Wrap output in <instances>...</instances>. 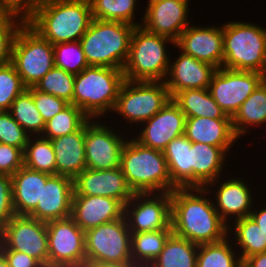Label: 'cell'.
Returning a JSON list of instances; mask_svg holds the SVG:
<instances>
[{
  "mask_svg": "<svg viewBox=\"0 0 266 267\" xmlns=\"http://www.w3.org/2000/svg\"><path fill=\"white\" fill-rule=\"evenodd\" d=\"M209 193L212 195L205 187L176 188L171 192V226L175 235L198 245L229 236V225L216 211L213 198L207 197L211 196Z\"/></svg>",
  "mask_w": 266,
  "mask_h": 267,
  "instance_id": "obj_1",
  "label": "cell"
},
{
  "mask_svg": "<svg viewBox=\"0 0 266 267\" xmlns=\"http://www.w3.org/2000/svg\"><path fill=\"white\" fill-rule=\"evenodd\" d=\"M93 20L89 0H37L25 22L52 45L79 41Z\"/></svg>",
  "mask_w": 266,
  "mask_h": 267,
  "instance_id": "obj_2",
  "label": "cell"
},
{
  "mask_svg": "<svg viewBox=\"0 0 266 267\" xmlns=\"http://www.w3.org/2000/svg\"><path fill=\"white\" fill-rule=\"evenodd\" d=\"M120 168L134 193H163L176 189L163 152L143 146L134 138H128L123 147Z\"/></svg>",
  "mask_w": 266,
  "mask_h": 267,
  "instance_id": "obj_3",
  "label": "cell"
},
{
  "mask_svg": "<svg viewBox=\"0 0 266 267\" xmlns=\"http://www.w3.org/2000/svg\"><path fill=\"white\" fill-rule=\"evenodd\" d=\"M135 25L93 19L79 40L89 66L124 69Z\"/></svg>",
  "mask_w": 266,
  "mask_h": 267,
  "instance_id": "obj_4",
  "label": "cell"
},
{
  "mask_svg": "<svg viewBox=\"0 0 266 267\" xmlns=\"http://www.w3.org/2000/svg\"><path fill=\"white\" fill-rule=\"evenodd\" d=\"M124 81L121 69L88 66L75 75L73 105L90 119L97 120L102 115L104 117V114L114 110Z\"/></svg>",
  "mask_w": 266,
  "mask_h": 267,
  "instance_id": "obj_5",
  "label": "cell"
},
{
  "mask_svg": "<svg viewBox=\"0 0 266 267\" xmlns=\"http://www.w3.org/2000/svg\"><path fill=\"white\" fill-rule=\"evenodd\" d=\"M223 67L256 71L266 76V28L255 23L223 24Z\"/></svg>",
  "mask_w": 266,
  "mask_h": 267,
  "instance_id": "obj_6",
  "label": "cell"
},
{
  "mask_svg": "<svg viewBox=\"0 0 266 267\" xmlns=\"http://www.w3.org/2000/svg\"><path fill=\"white\" fill-rule=\"evenodd\" d=\"M175 42L165 36L151 33L142 26H135L130 51L123 73L129 81H164L170 58L167 44Z\"/></svg>",
  "mask_w": 266,
  "mask_h": 267,
  "instance_id": "obj_7",
  "label": "cell"
},
{
  "mask_svg": "<svg viewBox=\"0 0 266 267\" xmlns=\"http://www.w3.org/2000/svg\"><path fill=\"white\" fill-rule=\"evenodd\" d=\"M11 63L24 86L35 87L55 66L53 45L24 22L13 40Z\"/></svg>",
  "mask_w": 266,
  "mask_h": 267,
  "instance_id": "obj_8",
  "label": "cell"
},
{
  "mask_svg": "<svg viewBox=\"0 0 266 267\" xmlns=\"http://www.w3.org/2000/svg\"><path fill=\"white\" fill-rule=\"evenodd\" d=\"M170 99L164 81L125 80L113 112L121 114L129 124H142L158 113Z\"/></svg>",
  "mask_w": 266,
  "mask_h": 267,
  "instance_id": "obj_9",
  "label": "cell"
},
{
  "mask_svg": "<svg viewBox=\"0 0 266 267\" xmlns=\"http://www.w3.org/2000/svg\"><path fill=\"white\" fill-rule=\"evenodd\" d=\"M85 254L90 263L132 262L131 232L125 217L85 231Z\"/></svg>",
  "mask_w": 266,
  "mask_h": 267,
  "instance_id": "obj_10",
  "label": "cell"
},
{
  "mask_svg": "<svg viewBox=\"0 0 266 267\" xmlns=\"http://www.w3.org/2000/svg\"><path fill=\"white\" fill-rule=\"evenodd\" d=\"M265 78L264 74L256 71L222 67L213 73L208 90L224 113L232 118Z\"/></svg>",
  "mask_w": 266,
  "mask_h": 267,
  "instance_id": "obj_11",
  "label": "cell"
},
{
  "mask_svg": "<svg viewBox=\"0 0 266 267\" xmlns=\"http://www.w3.org/2000/svg\"><path fill=\"white\" fill-rule=\"evenodd\" d=\"M124 217L131 233L172 229L171 192L134 193L124 205Z\"/></svg>",
  "mask_w": 266,
  "mask_h": 267,
  "instance_id": "obj_12",
  "label": "cell"
},
{
  "mask_svg": "<svg viewBox=\"0 0 266 267\" xmlns=\"http://www.w3.org/2000/svg\"><path fill=\"white\" fill-rule=\"evenodd\" d=\"M0 250L23 252L37 260L48 256L46 222L15 214L0 232Z\"/></svg>",
  "mask_w": 266,
  "mask_h": 267,
  "instance_id": "obj_13",
  "label": "cell"
},
{
  "mask_svg": "<svg viewBox=\"0 0 266 267\" xmlns=\"http://www.w3.org/2000/svg\"><path fill=\"white\" fill-rule=\"evenodd\" d=\"M89 119L85 123V150L88 169L108 170L120 167L121 153L128 138L114 127Z\"/></svg>",
  "mask_w": 266,
  "mask_h": 267,
  "instance_id": "obj_14",
  "label": "cell"
},
{
  "mask_svg": "<svg viewBox=\"0 0 266 267\" xmlns=\"http://www.w3.org/2000/svg\"><path fill=\"white\" fill-rule=\"evenodd\" d=\"M190 0H148L141 26L147 31L176 42L190 25Z\"/></svg>",
  "mask_w": 266,
  "mask_h": 267,
  "instance_id": "obj_15",
  "label": "cell"
},
{
  "mask_svg": "<svg viewBox=\"0 0 266 267\" xmlns=\"http://www.w3.org/2000/svg\"><path fill=\"white\" fill-rule=\"evenodd\" d=\"M178 50L199 61L211 64L216 69L223 67V25H189L175 42Z\"/></svg>",
  "mask_w": 266,
  "mask_h": 267,
  "instance_id": "obj_16",
  "label": "cell"
},
{
  "mask_svg": "<svg viewBox=\"0 0 266 267\" xmlns=\"http://www.w3.org/2000/svg\"><path fill=\"white\" fill-rule=\"evenodd\" d=\"M185 114L172 100L152 118L144 122V128L134 139L143 146L162 151L176 137L184 134Z\"/></svg>",
  "mask_w": 266,
  "mask_h": 267,
  "instance_id": "obj_17",
  "label": "cell"
},
{
  "mask_svg": "<svg viewBox=\"0 0 266 267\" xmlns=\"http://www.w3.org/2000/svg\"><path fill=\"white\" fill-rule=\"evenodd\" d=\"M74 191L78 195L111 197L124 205L134 194L120 167L108 170L86 168L74 179Z\"/></svg>",
  "mask_w": 266,
  "mask_h": 267,
  "instance_id": "obj_18",
  "label": "cell"
},
{
  "mask_svg": "<svg viewBox=\"0 0 266 267\" xmlns=\"http://www.w3.org/2000/svg\"><path fill=\"white\" fill-rule=\"evenodd\" d=\"M124 217V204L106 196H72L71 218L85 232Z\"/></svg>",
  "mask_w": 266,
  "mask_h": 267,
  "instance_id": "obj_19",
  "label": "cell"
},
{
  "mask_svg": "<svg viewBox=\"0 0 266 267\" xmlns=\"http://www.w3.org/2000/svg\"><path fill=\"white\" fill-rule=\"evenodd\" d=\"M73 192L74 179L49 175L46 184L42 185L41 202L29 216L46 223L71 217Z\"/></svg>",
  "mask_w": 266,
  "mask_h": 267,
  "instance_id": "obj_20",
  "label": "cell"
},
{
  "mask_svg": "<svg viewBox=\"0 0 266 267\" xmlns=\"http://www.w3.org/2000/svg\"><path fill=\"white\" fill-rule=\"evenodd\" d=\"M180 52L181 54L177 56L176 60L170 62L164 80L171 98L177 92L187 89H207L216 70L211 64Z\"/></svg>",
  "mask_w": 266,
  "mask_h": 267,
  "instance_id": "obj_21",
  "label": "cell"
},
{
  "mask_svg": "<svg viewBox=\"0 0 266 267\" xmlns=\"http://www.w3.org/2000/svg\"><path fill=\"white\" fill-rule=\"evenodd\" d=\"M48 255L58 260L85 259V232L69 217L46 223Z\"/></svg>",
  "mask_w": 266,
  "mask_h": 267,
  "instance_id": "obj_22",
  "label": "cell"
},
{
  "mask_svg": "<svg viewBox=\"0 0 266 267\" xmlns=\"http://www.w3.org/2000/svg\"><path fill=\"white\" fill-rule=\"evenodd\" d=\"M190 151L191 187H205L209 192L213 191L212 186L220 182L223 167H226L227 152L221 147L195 142H192Z\"/></svg>",
  "mask_w": 266,
  "mask_h": 267,
  "instance_id": "obj_23",
  "label": "cell"
},
{
  "mask_svg": "<svg viewBox=\"0 0 266 267\" xmlns=\"http://www.w3.org/2000/svg\"><path fill=\"white\" fill-rule=\"evenodd\" d=\"M230 179V180H229ZM238 177L228 178L225 182L218 183L215 191L214 207L219 216L229 225L230 218L237 220L250 216L254 200H252L251 189L247 182ZM246 182V183H245ZM236 218V219H235Z\"/></svg>",
  "mask_w": 266,
  "mask_h": 267,
  "instance_id": "obj_24",
  "label": "cell"
},
{
  "mask_svg": "<svg viewBox=\"0 0 266 267\" xmlns=\"http://www.w3.org/2000/svg\"><path fill=\"white\" fill-rule=\"evenodd\" d=\"M56 156V174L75 179L86 168L85 124L74 133L50 140Z\"/></svg>",
  "mask_w": 266,
  "mask_h": 267,
  "instance_id": "obj_25",
  "label": "cell"
},
{
  "mask_svg": "<svg viewBox=\"0 0 266 267\" xmlns=\"http://www.w3.org/2000/svg\"><path fill=\"white\" fill-rule=\"evenodd\" d=\"M184 135L191 142L221 147L227 153L238 139L234 134L231 119L206 117L186 118Z\"/></svg>",
  "mask_w": 266,
  "mask_h": 267,
  "instance_id": "obj_26",
  "label": "cell"
},
{
  "mask_svg": "<svg viewBox=\"0 0 266 267\" xmlns=\"http://www.w3.org/2000/svg\"><path fill=\"white\" fill-rule=\"evenodd\" d=\"M49 174L24 165L12 177L13 207L16 215H30L41 202L42 185Z\"/></svg>",
  "mask_w": 266,
  "mask_h": 267,
  "instance_id": "obj_27",
  "label": "cell"
},
{
  "mask_svg": "<svg viewBox=\"0 0 266 267\" xmlns=\"http://www.w3.org/2000/svg\"><path fill=\"white\" fill-rule=\"evenodd\" d=\"M191 146L192 142L183 134L163 150L171 182L176 188L191 187Z\"/></svg>",
  "mask_w": 266,
  "mask_h": 267,
  "instance_id": "obj_28",
  "label": "cell"
},
{
  "mask_svg": "<svg viewBox=\"0 0 266 267\" xmlns=\"http://www.w3.org/2000/svg\"><path fill=\"white\" fill-rule=\"evenodd\" d=\"M172 100L179 106L186 118L231 119L213 99L208 88L180 91L172 97Z\"/></svg>",
  "mask_w": 266,
  "mask_h": 267,
  "instance_id": "obj_29",
  "label": "cell"
},
{
  "mask_svg": "<svg viewBox=\"0 0 266 267\" xmlns=\"http://www.w3.org/2000/svg\"><path fill=\"white\" fill-rule=\"evenodd\" d=\"M234 134L239 138L245 136L249 127L260 126L266 122V78L252 94L242 103L231 118ZM249 125V127H248ZM244 134V135H243Z\"/></svg>",
  "mask_w": 266,
  "mask_h": 267,
  "instance_id": "obj_30",
  "label": "cell"
},
{
  "mask_svg": "<svg viewBox=\"0 0 266 267\" xmlns=\"http://www.w3.org/2000/svg\"><path fill=\"white\" fill-rule=\"evenodd\" d=\"M198 246L172 233L149 267H196Z\"/></svg>",
  "mask_w": 266,
  "mask_h": 267,
  "instance_id": "obj_31",
  "label": "cell"
},
{
  "mask_svg": "<svg viewBox=\"0 0 266 267\" xmlns=\"http://www.w3.org/2000/svg\"><path fill=\"white\" fill-rule=\"evenodd\" d=\"M232 223L234 226L230 223L229 235L232 238L233 234L236 246L241 248L238 249V251L241 250L239 253L241 261L251 255L266 252V234L250 216L237 219ZM231 230L235 233H232Z\"/></svg>",
  "mask_w": 266,
  "mask_h": 267,
  "instance_id": "obj_32",
  "label": "cell"
},
{
  "mask_svg": "<svg viewBox=\"0 0 266 267\" xmlns=\"http://www.w3.org/2000/svg\"><path fill=\"white\" fill-rule=\"evenodd\" d=\"M172 233V229L131 233L132 262L143 267H149L159 256Z\"/></svg>",
  "mask_w": 266,
  "mask_h": 267,
  "instance_id": "obj_33",
  "label": "cell"
},
{
  "mask_svg": "<svg viewBox=\"0 0 266 267\" xmlns=\"http://www.w3.org/2000/svg\"><path fill=\"white\" fill-rule=\"evenodd\" d=\"M9 112L29 136L42 135L45 122L36 108L32 93L28 89H25L15 98Z\"/></svg>",
  "mask_w": 266,
  "mask_h": 267,
  "instance_id": "obj_34",
  "label": "cell"
},
{
  "mask_svg": "<svg viewBox=\"0 0 266 267\" xmlns=\"http://www.w3.org/2000/svg\"><path fill=\"white\" fill-rule=\"evenodd\" d=\"M23 153L25 167L49 175L56 174V156L50 139L41 135L30 136Z\"/></svg>",
  "mask_w": 266,
  "mask_h": 267,
  "instance_id": "obj_35",
  "label": "cell"
},
{
  "mask_svg": "<svg viewBox=\"0 0 266 267\" xmlns=\"http://www.w3.org/2000/svg\"><path fill=\"white\" fill-rule=\"evenodd\" d=\"M228 238L229 236L219 242L200 244L196 267H237L242 261Z\"/></svg>",
  "mask_w": 266,
  "mask_h": 267,
  "instance_id": "obj_36",
  "label": "cell"
},
{
  "mask_svg": "<svg viewBox=\"0 0 266 267\" xmlns=\"http://www.w3.org/2000/svg\"><path fill=\"white\" fill-rule=\"evenodd\" d=\"M93 19L118 21L141 26L135 22L136 0H89ZM135 22V23H134Z\"/></svg>",
  "mask_w": 266,
  "mask_h": 267,
  "instance_id": "obj_37",
  "label": "cell"
},
{
  "mask_svg": "<svg viewBox=\"0 0 266 267\" xmlns=\"http://www.w3.org/2000/svg\"><path fill=\"white\" fill-rule=\"evenodd\" d=\"M90 118L78 107L69 104L45 123L42 137L53 139L78 131Z\"/></svg>",
  "mask_w": 266,
  "mask_h": 267,
  "instance_id": "obj_38",
  "label": "cell"
},
{
  "mask_svg": "<svg viewBox=\"0 0 266 267\" xmlns=\"http://www.w3.org/2000/svg\"><path fill=\"white\" fill-rule=\"evenodd\" d=\"M74 82V74L54 66L35 85V88L41 92L61 98L69 104H73Z\"/></svg>",
  "mask_w": 266,
  "mask_h": 267,
  "instance_id": "obj_39",
  "label": "cell"
},
{
  "mask_svg": "<svg viewBox=\"0 0 266 267\" xmlns=\"http://www.w3.org/2000/svg\"><path fill=\"white\" fill-rule=\"evenodd\" d=\"M55 66L74 75L89 66L80 41L53 45Z\"/></svg>",
  "mask_w": 266,
  "mask_h": 267,
  "instance_id": "obj_40",
  "label": "cell"
},
{
  "mask_svg": "<svg viewBox=\"0 0 266 267\" xmlns=\"http://www.w3.org/2000/svg\"><path fill=\"white\" fill-rule=\"evenodd\" d=\"M27 89L11 62L0 65V111H9L12 102Z\"/></svg>",
  "mask_w": 266,
  "mask_h": 267,
  "instance_id": "obj_41",
  "label": "cell"
},
{
  "mask_svg": "<svg viewBox=\"0 0 266 267\" xmlns=\"http://www.w3.org/2000/svg\"><path fill=\"white\" fill-rule=\"evenodd\" d=\"M25 22V15L8 11L0 19V65L11 62V49L17 30Z\"/></svg>",
  "mask_w": 266,
  "mask_h": 267,
  "instance_id": "obj_42",
  "label": "cell"
},
{
  "mask_svg": "<svg viewBox=\"0 0 266 267\" xmlns=\"http://www.w3.org/2000/svg\"><path fill=\"white\" fill-rule=\"evenodd\" d=\"M29 137L9 111H0V143L15 146L24 152Z\"/></svg>",
  "mask_w": 266,
  "mask_h": 267,
  "instance_id": "obj_43",
  "label": "cell"
},
{
  "mask_svg": "<svg viewBox=\"0 0 266 267\" xmlns=\"http://www.w3.org/2000/svg\"><path fill=\"white\" fill-rule=\"evenodd\" d=\"M33 95L36 108L46 123L59 112L63 111L69 103L51 94L41 92L35 87L27 88Z\"/></svg>",
  "mask_w": 266,
  "mask_h": 267,
  "instance_id": "obj_44",
  "label": "cell"
},
{
  "mask_svg": "<svg viewBox=\"0 0 266 267\" xmlns=\"http://www.w3.org/2000/svg\"><path fill=\"white\" fill-rule=\"evenodd\" d=\"M14 215L12 177L0 174V232Z\"/></svg>",
  "mask_w": 266,
  "mask_h": 267,
  "instance_id": "obj_45",
  "label": "cell"
},
{
  "mask_svg": "<svg viewBox=\"0 0 266 267\" xmlns=\"http://www.w3.org/2000/svg\"><path fill=\"white\" fill-rule=\"evenodd\" d=\"M24 165V153L20 148L0 143V174L12 176Z\"/></svg>",
  "mask_w": 266,
  "mask_h": 267,
  "instance_id": "obj_46",
  "label": "cell"
},
{
  "mask_svg": "<svg viewBox=\"0 0 266 267\" xmlns=\"http://www.w3.org/2000/svg\"><path fill=\"white\" fill-rule=\"evenodd\" d=\"M9 267H37L38 260L26 253L15 250H0Z\"/></svg>",
  "mask_w": 266,
  "mask_h": 267,
  "instance_id": "obj_47",
  "label": "cell"
},
{
  "mask_svg": "<svg viewBox=\"0 0 266 267\" xmlns=\"http://www.w3.org/2000/svg\"><path fill=\"white\" fill-rule=\"evenodd\" d=\"M89 264L90 262L86 258L75 261H63L48 255L38 260L37 267H89Z\"/></svg>",
  "mask_w": 266,
  "mask_h": 267,
  "instance_id": "obj_48",
  "label": "cell"
},
{
  "mask_svg": "<svg viewBox=\"0 0 266 267\" xmlns=\"http://www.w3.org/2000/svg\"><path fill=\"white\" fill-rule=\"evenodd\" d=\"M37 0H0V3L8 10L26 15Z\"/></svg>",
  "mask_w": 266,
  "mask_h": 267,
  "instance_id": "obj_49",
  "label": "cell"
},
{
  "mask_svg": "<svg viewBox=\"0 0 266 267\" xmlns=\"http://www.w3.org/2000/svg\"><path fill=\"white\" fill-rule=\"evenodd\" d=\"M244 262L248 267H266V252L251 255Z\"/></svg>",
  "mask_w": 266,
  "mask_h": 267,
  "instance_id": "obj_50",
  "label": "cell"
},
{
  "mask_svg": "<svg viewBox=\"0 0 266 267\" xmlns=\"http://www.w3.org/2000/svg\"><path fill=\"white\" fill-rule=\"evenodd\" d=\"M250 217L259 225L262 231L266 234V207L257 211L253 209Z\"/></svg>",
  "mask_w": 266,
  "mask_h": 267,
  "instance_id": "obj_51",
  "label": "cell"
},
{
  "mask_svg": "<svg viewBox=\"0 0 266 267\" xmlns=\"http://www.w3.org/2000/svg\"><path fill=\"white\" fill-rule=\"evenodd\" d=\"M89 267H143V266L135 264L134 262H124V263H90Z\"/></svg>",
  "mask_w": 266,
  "mask_h": 267,
  "instance_id": "obj_52",
  "label": "cell"
},
{
  "mask_svg": "<svg viewBox=\"0 0 266 267\" xmlns=\"http://www.w3.org/2000/svg\"><path fill=\"white\" fill-rule=\"evenodd\" d=\"M0 267H9L4 255L1 251H0Z\"/></svg>",
  "mask_w": 266,
  "mask_h": 267,
  "instance_id": "obj_53",
  "label": "cell"
},
{
  "mask_svg": "<svg viewBox=\"0 0 266 267\" xmlns=\"http://www.w3.org/2000/svg\"><path fill=\"white\" fill-rule=\"evenodd\" d=\"M8 12V10L0 3V19Z\"/></svg>",
  "mask_w": 266,
  "mask_h": 267,
  "instance_id": "obj_54",
  "label": "cell"
},
{
  "mask_svg": "<svg viewBox=\"0 0 266 267\" xmlns=\"http://www.w3.org/2000/svg\"><path fill=\"white\" fill-rule=\"evenodd\" d=\"M237 267H248V266L244 261H242Z\"/></svg>",
  "mask_w": 266,
  "mask_h": 267,
  "instance_id": "obj_55",
  "label": "cell"
}]
</instances>
